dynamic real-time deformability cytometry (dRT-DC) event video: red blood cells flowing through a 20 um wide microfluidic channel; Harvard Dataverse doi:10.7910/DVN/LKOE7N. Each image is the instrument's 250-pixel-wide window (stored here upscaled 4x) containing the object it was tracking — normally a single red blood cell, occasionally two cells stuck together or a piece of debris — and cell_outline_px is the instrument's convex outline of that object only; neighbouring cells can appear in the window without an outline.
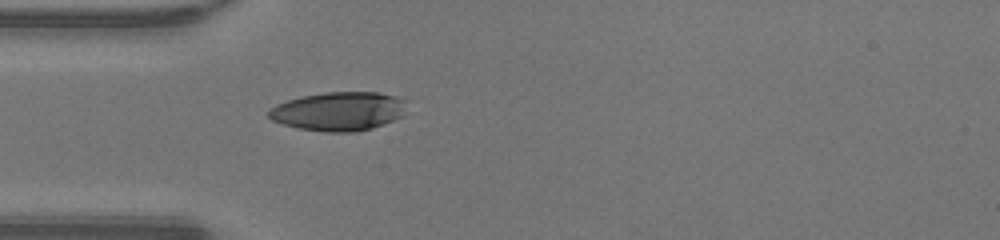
{"species": "human", "species_latin": "Homo sapiens", "temperature_condition": "warm", "stored_images_in_passage": 34, "camera_frame_rate_fps": 3000, "um_per_image_px": 0.085, "donor": {"sex": "male"}, "frame": {"image": 1, "passage_image": 1, "time_ms": 0.0, "image_size_px": [1000, 240], "cell_outline_px": [[404, 116], [372, 128], [356, 132], [324, 132], [300, 128], [284, 124], [272, 120], [268, 116], [268, 108], [276, 104], [300, 96], [324, 92], [376, 92], [392, 96], [404, 100]], "centroid_in_image_um": [28.75, 9.46], "position_along_channel_um": 56.2, "area_um2": 31.15}}
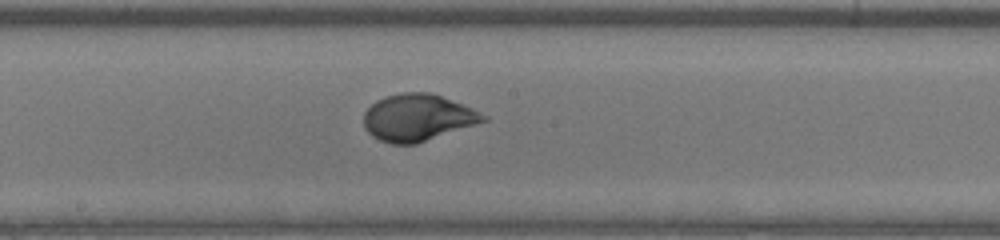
{"frame": {"image": 2, "passage_image": 12, "time_ms": 3.667, "image_size_px": [1000, 240], "cell_outline_px": [[488, 120], [416, 144], [392, 144], [380, 140], [372, 136], [364, 128], [364, 112], [376, 100], [384, 96], [404, 92], [428, 92], [440, 96], [472, 108], [488, 116]], "centroid_in_image_um": [35.47, 10.0], "position_along_channel_um": 212.7, "area_um2": 32.48}}
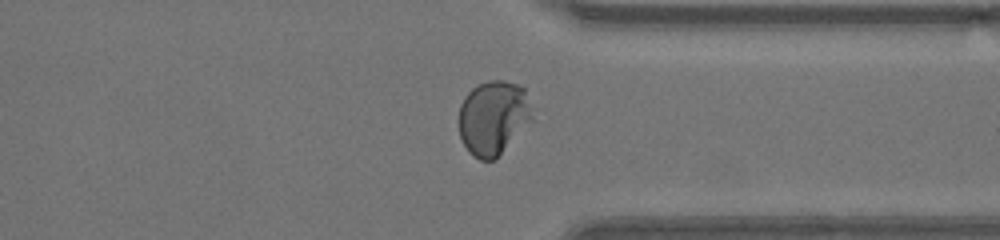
{"frame": {"image": 3, "passage_image": 23, "time_ms": 7.333, "image_size_px": [1000, 240], "cell_outline_px": [[532, 120], [492, 160], [480, 160], [472, 156], [468, 152], [460, 136], [460, 104], [464, 96], [472, 88], [488, 80], [504, 80], [520, 84], [524, 88], [532, 116]], "centroid_in_image_um": [41.9, 9.97], "position_along_channel_um": 369.5, "area_um2": 31.21}, "authors_computed_cell_mechanics": {"area_um2": 32.0212, "velocity_mm_per_s": 4.3353, "shape_relaxation_time_tau1_ms": 4.8821, "shape_relaxation_time_tau2_ms": null, "deformation_change_tau1": 0.2461, "deformation_change_tau2": null}}